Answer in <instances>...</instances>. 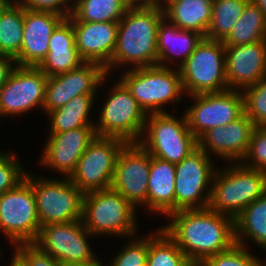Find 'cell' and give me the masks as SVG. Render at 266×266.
I'll use <instances>...</instances> for the list:
<instances>
[{"instance_id":"6da1fadb","label":"cell","mask_w":266,"mask_h":266,"mask_svg":"<svg viewBox=\"0 0 266 266\" xmlns=\"http://www.w3.org/2000/svg\"><path fill=\"white\" fill-rule=\"evenodd\" d=\"M167 217L172 221L162 228L193 266L235 244L234 219L230 216L204 208L179 210Z\"/></svg>"},{"instance_id":"7a4b0ae2","label":"cell","mask_w":266,"mask_h":266,"mask_svg":"<svg viewBox=\"0 0 266 266\" xmlns=\"http://www.w3.org/2000/svg\"><path fill=\"white\" fill-rule=\"evenodd\" d=\"M164 18V11L153 5L131 6L118 22L115 51L105 67L107 75L118 66L157 65V29Z\"/></svg>"},{"instance_id":"3957f363","label":"cell","mask_w":266,"mask_h":266,"mask_svg":"<svg viewBox=\"0 0 266 266\" xmlns=\"http://www.w3.org/2000/svg\"><path fill=\"white\" fill-rule=\"evenodd\" d=\"M266 192V171L231 162L213 176L208 208L235 219Z\"/></svg>"},{"instance_id":"277c9868","label":"cell","mask_w":266,"mask_h":266,"mask_svg":"<svg viewBox=\"0 0 266 266\" xmlns=\"http://www.w3.org/2000/svg\"><path fill=\"white\" fill-rule=\"evenodd\" d=\"M136 211L119 192L112 188L101 189L84 194L82 221L93 236L130 239L139 231Z\"/></svg>"},{"instance_id":"5b68a950","label":"cell","mask_w":266,"mask_h":266,"mask_svg":"<svg viewBox=\"0 0 266 266\" xmlns=\"http://www.w3.org/2000/svg\"><path fill=\"white\" fill-rule=\"evenodd\" d=\"M120 80L146 114L167 112L165 104L182 102L185 93L179 69L151 66L127 68ZM164 108V109H163Z\"/></svg>"},{"instance_id":"8992f818","label":"cell","mask_w":266,"mask_h":266,"mask_svg":"<svg viewBox=\"0 0 266 266\" xmlns=\"http://www.w3.org/2000/svg\"><path fill=\"white\" fill-rule=\"evenodd\" d=\"M182 115L174 117L169 111L147 114L139 143L151 156L178 164L198 148V139L190 131L184 113Z\"/></svg>"},{"instance_id":"52a82bcc","label":"cell","mask_w":266,"mask_h":266,"mask_svg":"<svg viewBox=\"0 0 266 266\" xmlns=\"http://www.w3.org/2000/svg\"><path fill=\"white\" fill-rule=\"evenodd\" d=\"M110 88V94L94 124L97 136L115 137L126 143H139L142 138L147 114L119 79Z\"/></svg>"},{"instance_id":"ba28073f","label":"cell","mask_w":266,"mask_h":266,"mask_svg":"<svg viewBox=\"0 0 266 266\" xmlns=\"http://www.w3.org/2000/svg\"><path fill=\"white\" fill-rule=\"evenodd\" d=\"M186 95L228 90L225 46L222 41L203 39L178 68Z\"/></svg>"},{"instance_id":"9c48e42d","label":"cell","mask_w":266,"mask_h":266,"mask_svg":"<svg viewBox=\"0 0 266 266\" xmlns=\"http://www.w3.org/2000/svg\"><path fill=\"white\" fill-rule=\"evenodd\" d=\"M35 177L27 174L36 198L40 225L82 220L84 193L69 178Z\"/></svg>"},{"instance_id":"30bf717a","label":"cell","mask_w":266,"mask_h":266,"mask_svg":"<svg viewBox=\"0 0 266 266\" xmlns=\"http://www.w3.org/2000/svg\"><path fill=\"white\" fill-rule=\"evenodd\" d=\"M92 236L82 220L51 223L41 226L38 237L33 244L62 265L102 263L88 242V237Z\"/></svg>"},{"instance_id":"8fae6325","label":"cell","mask_w":266,"mask_h":266,"mask_svg":"<svg viewBox=\"0 0 266 266\" xmlns=\"http://www.w3.org/2000/svg\"><path fill=\"white\" fill-rule=\"evenodd\" d=\"M40 228L35 194L25 178L0 195V232L15 246L34 243Z\"/></svg>"},{"instance_id":"7c38bea8","label":"cell","mask_w":266,"mask_h":266,"mask_svg":"<svg viewBox=\"0 0 266 266\" xmlns=\"http://www.w3.org/2000/svg\"><path fill=\"white\" fill-rule=\"evenodd\" d=\"M216 170L211 156L199 147L175 164L174 212L208 208Z\"/></svg>"},{"instance_id":"4fadbf2b","label":"cell","mask_w":266,"mask_h":266,"mask_svg":"<svg viewBox=\"0 0 266 266\" xmlns=\"http://www.w3.org/2000/svg\"><path fill=\"white\" fill-rule=\"evenodd\" d=\"M125 144L119 138L96 136L79 159L70 181L84 194L111 188L116 159Z\"/></svg>"},{"instance_id":"5bb4252c","label":"cell","mask_w":266,"mask_h":266,"mask_svg":"<svg viewBox=\"0 0 266 266\" xmlns=\"http://www.w3.org/2000/svg\"><path fill=\"white\" fill-rule=\"evenodd\" d=\"M193 105L184 115L192 134L199 139L209 129L225 126L245 113L244 96L240 90L188 95Z\"/></svg>"},{"instance_id":"9a60e30c","label":"cell","mask_w":266,"mask_h":266,"mask_svg":"<svg viewBox=\"0 0 266 266\" xmlns=\"http://www.w3.org/2000/svg\"><path fill=\"white\" fill-rule=\"evenodd\" d=\"M48 76L34 66H17L0 88V118L43 109Z\"/></svg>"},{"instance_id":"2e32d148","label":"cell","mask_w":266,"mask_h":266,"mask_svg":"<svg viewBox=\"0 0 266 266\" xmlns=\"http://www.w3.org/2000/svg\"><path fill=\"white\" fill-rule=\"evenodd\" d=\"M149 175V152L140 143H126L116 159L111 188L123 195L136 209L140 206L147 209Z\"/></svg>"},{"instance_id":"e0dca14e","label":"cell","mask_w":266,"mask_h":266,"mask_svg":"<svg viewBox=\"0 0 266 266\" xmlns=\"http://www.w3.org/2000/svg\"><path fill=\"white\" fill-rule=\"evenodd\" d=\"M107 76L101 64L85 62L79 68L48 77L43 113L64 106L75 96L97 94V88H101Z\"/></svg>"},{"instance_id":"ac0fdd59","label":"cell","mask_w":266,"mask_h":266,"mask_svg":"<svg viewBox=\"0 0 266 266\" xmlns=\"http://www.w3.org/2000/svg\"><path fill=\"white\" fill-rule=\"evenodd\" d=\"M48 134L40 164L70 178L82 154L96 138V130L94 127H81Z\"/></svg>"},{"instance_id":"d6986e66","label":"cell","mask_w":266,"mask_h":266,"mask_svg":"<svg viewBox=\"0 0 266 266\" xmlns=\"http://www.w3.org/2000/svg\"><path fill=\"white\" fill-rule=\"evenodd\" d=\"M224 46L229 89L243 91L266 76V39L250 44Z\"/></svg>"},{"instance_id":"ffe728a7","label":"cell","mask_w":266,"mask_h":266,"mask_svg":"<svg viewBox=\"0 0 266 266\" xmlns=\"http://www.w3.org/2000/svg\"><path fill=\"white\" fill-rule=\"evenodd\" d=\"M255 127L244 113L225 126L209 129L198 139V147L209 156L221 157L228 163L241 162L247 153Z\"/></svg>"},{"instance_id":"44dd1931","label":"cell","mask_w":266,"mask_h":266,"mask_svg":"<svg viewBox=\"0 0 266 266\" xmlns=\"http://www.w3.org/2000/svg\"><path fill=\"white\" fill-rule=\"evenodd\" d=\"M65 19L51 11H31L24 8V32L17 66L37 67L48 53L49 39Z\"/></svg>"},{"instance_id":"7402d4cb","label":"cell","mask_w":266,"mask_h":266,"mask_svg":"<svg viewBox=\"0 0 266 266\" xmlns=\"http://www.w3.org/2000/svg\"><path fill=\"white\" fill-rule=\"evenodd\" d=\"M71 22L80 57L85 62L99 63L105 68L115 51L118 22Z\"/></svg>"},{"instance_id":"603a6c76","label":"cell","mask_w":266,"mask_h":266,"mask_svg":"<svg viewBox=\"0 0 266 266\" xmlns=\"http://www.w3.org/2000/svg\"><path fill=\"white\" fill-rule=\"evenodd\" d=\"M83 63L75 45L73 23L65 18L53 31L48 53L37 67L51 77L79 68Z\"/></svg>"},{"instance_id":"cb8c5ba5","label":"cell","mask_w":266,"mask_h":266,"mask_svg":"<svg viewBox=\"0 0 266 266\" xmlns=\"http://www.w3.org/2000/svg\"><path fill=\"white\" fill-rule=\"evenodd\" d=\"M202 39L201 34L178 28L164 18L157 29V65L169 68L180 61L176 67L178 69L194 52ZM169 62L171 64L175 62V64L171 65Z\"/></svg>"},{"instance_id":"d4e9b609","label":"cell","mask_w":266,"mask_h":266,"mask_svg":"<svg viewBox=\"0 0 266 266\" xmlns=\"http://www.w3.org/2000/svg\"><path fill=\"white\" fill-rule=\"evenodd\" d=\"M174 186L175 164L150 155L147 210L165 217L174 213Z\"/></svg>"},{"instance_id":"484cf974","label":"cell","mask_w":266,"mask_h":266,"mask_svg":"<svg viewBox=\"0 0 266 266\" xmlns=\"http://www.w3.org/2000/svg\"><path fill=\"white\" fill-rule=\"evenodd\" d=\"M210 0H178L164 10L165 18L178 28L195 31L206 37L211 21Z\"/></svg>"},{"instance_id":"4316f807","label":"cell","mask_w":266,"mask_h":266,"mask_svg":"<svg viewBox=\"0 0 266 266\" xmlns=\"http://www.w3.org/2000/svg\"><path fill=\"white\" fill-rule=\"evenodd\" d=\"M235 243L248 247L247 239L266 251V192L234 219ZM248 237V238H247Z\"/></svg>"},{"instance_id":"83f0119b","label":"cell","mask_w":266,"mask_h":266,"mask_svg":"<svg viewBox=\"0 0 266 266\" xmlns=\"http://www.w3.org/2000/svg\"><path fill=\"white\" fill-rule=\"evenodd\" d=\"M96 94H81L72 98L64 106L48 112L50 119V133L81 128L94 127V121L90 119L91 108L95 102Z\"/></svg>"},{"instance_id":"f1b7e54d","label":"cell","mask_w":266,"mask_h":266,"mask_svg":"<svg viewBox=\"0 0 266 266\" xmlns=\"http://www.w3.org/2000/svg\"><path fill=\"white\" fill-rule=\"evenodd\" d=\"M70 21L119 22L131 4L127 0H75Z\"/></svg>"},{"instance_id":"f546056e","label":"cell","mask_w":266,"mask_h":266,"mask_svg":"<svg viewBox=\"0 0 266 266\" xmlns=\"http://www.w3.org/2000/svg\"><path fill=\"white\" fill-rule=\"evenodd\" d=\"M24 32V7L12 2L0 11V55L16 58L21 51Z\"/></svg>"},{"instance_id":"4dcf8cb0","label":"cell","mask_w":266,"mask_h":266,"mask_svg":"<svg viewBox=\"0 0 266 266\" xmlns=\"http://www.w3.org/2000/svg\"><path fill=\"white\" fill-rule=\"evenodd\" d=\"M266 39V20L262 11L249 1L242 16L222 41L224 45L250 44Z\"/></svg>"},{"instance_id":"1f68e13d","label":"cell","mask_w":266,"mask_h":266,"mask_svg":"<svg viewBox=\"0 0 266 266\" xmlns=\"http://www.w3.org/2000/svg\"><path fill=\"white\" fill-rule=\"evenodd\" d=\"M250 0H215L206 38L223 41L242 16Z\"/></svg>"},{"instance_id":"d6a6232c","label":"cell","mask_w":266,"mask_h":266,"mask_svg":"<svg viewBox=\"0 0 266 266\" xmlns=\"http://www.w3.org/2000/svg\"><path fill=\"white\" fill-rule=\"evenodd\" d=\"M148 266H193L176 242L159 227L149 234Z\"/></svg>"},{"instance_id":"836d02e7","label":"cell","mask_w":266,"mask_h":266,"mask_svg":"<svg viewBox=\"0 0 266 266\" xmlns=\"http://www.w3.org/2000/svg\"><path fill=\"white\" fill-rule=\"evenodd\" d=\"M242 92L245 114L255 126H266V76Z\"/></svg>"},{"instance_id":"e575fe53","label":"cell","mask_w":266,"mask_h":266,"mask_svg":"<svg viewBox=\"0 0 266 266\" xmlns=\"http://www.w3.org/2000/svg\"><path fill=\"white\" fill-rule=\"evenodd\" d=\"M134 236L129 240L117 255L110 261V266H144L147 264V255L149 251V235L146 237ZM103 266H108L103 264Z\"/></svg>"},{"instance_id":"d590c367","label":"cell","mask_w":266,"mask_h":266,"mask_svg":"<svg viewBox=\"0 0 266 266\" xmlns=\"http://www.w3.org/2000/svg\"><path fill=\"white\" fill-rule=\"evenodd\" d=\"M261 261L246 247L235 243L229 250L208 257L199 266H257Z\"/></svg>"},{"instance_id":"8d00e7d4","label":"cell","mask_w":266,"mask_h":266,"mask_svg":"<svg viewBox=\"0 0 266 266\" xmlns=\"http://www.w3.org/2000/svg\"><path fill=\"white\" fill-rule=\"evenodd\" d=\"M16 153L0 152V195L21 183L27 174Z\"/></svg>"},{"instance_id":"74e56055","label":"cell","mask_w":266,"mask_h":266,"mask_svg":"<svg viewBox=\"0 0 266 266\" xmlns=\"http://www.w3.org/2000/svg\"><path fill=\"white\" fill-rule=\"evenodd\" d=\"M241 163L249 168L266 171V126L255 127Z\"/></svg>"},{"instance_id":"f35d334b","label":"cell","mask_w":266,"mask_h":266,"mask_svg":"<svg viewBox=\"0 0 266 266\" xmlns=\"http://www.w3.org/2000/svg\"><path fill=\"white\" fill-rule=\"evenodd\" d=\"M14 252L28 265V266H63L55 258L42 252L33 243L18 244Z\"/></svg>"},{"instance_id":"ab89813d","label":"cell","mask_w":266,"mask_h":266,"mask_svg":"<svg viewBox=\"0 0 266 266\" xmlns=\"http://www.w3.org/2000/svg\"><path fill=\"white\" fill-rule=\"evenodd\" d=\"M31 11H51L67 18L73 10L71 0H13ZM71 3V4H70Z\"/></svg>"},{"instance_id":"60d3db41","label":"cell","mask_w":266,"mask_h":266,"mask_svg":"<svg viewBox=\"0 0 266 266\" xmlns=\"http://www.w3.org/2000/svg\"><path fill=\"white\" fill-rule=\"evenodd\" d=\"M16 67L17 63L15 58L6 55H0V88L7 82Z\"/></svg>"},{"instance_id":"b9f144b4","label":"cell","mask_w":266,"mask_h":266,"mask_svg":"<svg viewBox=\"0 0 266 266\" xmlns=\"http://www.w3.org/2000/svg\"><path fill=\"white\" fill-rule=\"evenodd\" d=\"M178 0H155L153 6L158 7L160 10L164 11L169 5Z\"/></svg>"},{"instance_id":"7bdbcfd3","label":"cell","mask_w":266,"mask_h":266,"mask_svg":"<svg viewBox=\"0 0 266 266\" xmlns=\"http://www.w3.org/2000/svg\"><path fill=\"white\" fill-rule=\"evenodd\" d=\"M8 266H28L15 252Z\"/></svg>"},{"instance_id":"ee69618b","label":"cell","mask_w":266,"mask_h":266,"mask_svg":"<svg viewBox=\"0 0 266 266\" xmlns=\"http://www.w3.org/2000/svg\"><path fill=\"white\" fill-rule=\"evenodd\" d=\"M250 1L262 11L266 20V0H250Z\"/></svg>"},{"instance_id":"f6af8a7d","label":"cell","mask_w":266,"mask_h":266,"mask_svg":"<svg viewBox=\"0 0 266 266\" xmlns=\"http://www.w3.org/2000/svg\"><path fill=\"white\" fill-rule=\"evenodd\" d=\"M131 6L137 5H153L155 0H127Z\"/></svg>"},{"instance_id":"bcb514c9","label":"cell","mask_w":266,"mask_h":266,"mask_svg":"<svg viewBox=\"0 0 266 266\" xmlns=\"http://www.w3.org/2000/svg\"><path fill=\"white\" fill-rule=\"evenodd\" d=\"M13 1L12 0H0V11L8 7Z\"/></svg>"},{"instance_id":"7dc6e473","label":"cell","mask_w":266,"mask_h":266,"mask_svg":"<svg viewBox=\"0 0 266 266\" xmlns=\"http://www.w3.org/2000/svg\"><path fill=\"white\" fill-rule=\"evenodd\" d=\"M63 266H103L102 263H95L90 265H63Z\"/></svg>"},{"instance_id":"c3c4849f","label":"cell","mask_w":266,"mask_h":266,"mask_svg":"<svg viewBox=\"0 0 266 266\" xmlns=\"http://www.w3.org/2000/svg\"><path fill=\"white\" fill-rule=\"evenodd\" d=\"M257 266H265L262 262H260Z\"/></svg>"},{"instance_id":"681fc988","label":"cell","mask_w":266,"mask_h":266,"mask_svg":"<svg viewBox=\"0 0 266 266\" xmlns=\"http://www.w3.org/2000/svg\"><path fill=\"white\" fill-rule=\"evenodd\" d=\"M265 266H266V261L264 260V261H261Z\"/></svg>"}]
</instances>
